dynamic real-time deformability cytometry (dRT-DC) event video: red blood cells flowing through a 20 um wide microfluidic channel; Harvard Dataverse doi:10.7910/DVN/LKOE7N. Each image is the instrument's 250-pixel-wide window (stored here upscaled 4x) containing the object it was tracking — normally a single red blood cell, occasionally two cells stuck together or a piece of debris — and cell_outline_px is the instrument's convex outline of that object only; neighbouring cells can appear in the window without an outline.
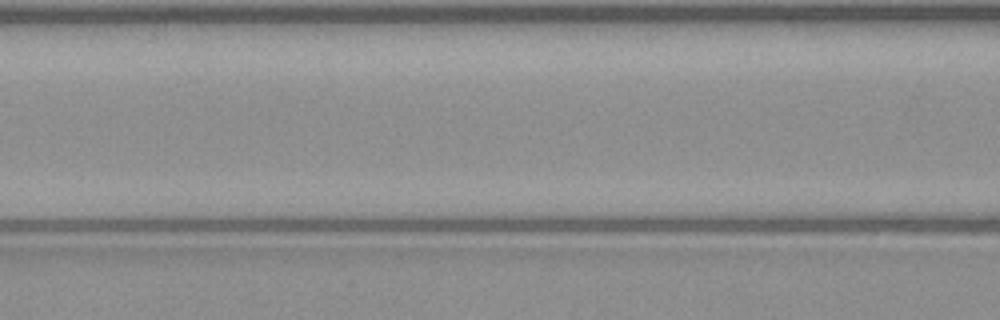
{"species": "common noctule bat (a hibernating species)", "species_latin": "Nyctalus noctula", "temperature_condition": "warm", "stored_images_in_passage": 5, "camera_frame_rate_fps": 3000, "um_per_image_px": 0.085, "animal": {"sex": "male", "body_mass_g": 23.1, "forearm_length_mm": 52.7}, "frame": {"image": 1, "passage_image": 5, "time_ms": 1.333, "image_size_px": [1000, 320], "cell_outline_px": [[940, 212], [936, 228], [932, 232], [820, 232], [820, 220], [856, 212]], "centroid_in_image_um": [74.94, 18.9], "position_along_channel_um": 91.7, "area_um2": 15.9}}